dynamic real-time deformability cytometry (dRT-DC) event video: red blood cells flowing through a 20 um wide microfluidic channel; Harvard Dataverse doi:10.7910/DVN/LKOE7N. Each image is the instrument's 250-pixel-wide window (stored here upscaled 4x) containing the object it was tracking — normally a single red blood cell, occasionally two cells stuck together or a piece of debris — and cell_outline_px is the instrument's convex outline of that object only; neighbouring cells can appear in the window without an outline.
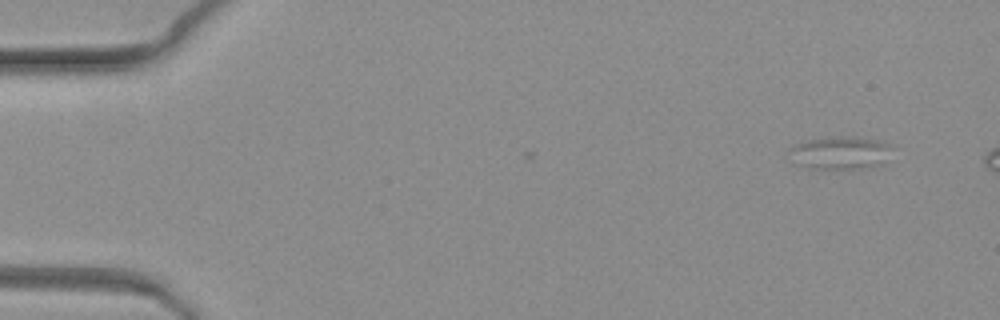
{"species": "common noctule bat (a hibernating species)", "species_latin": "Nyctalus noctula", "temperature_condition": "warm", "stored_images_in_passage": 3, "camera_frame_rate_fps": 3000, "um_per_image_px": 0.085, "animal": {"sex": "female", "body_mass_g": 19.3, "forearm_length_mm": 54.1}, "frame": {"image": 1, "passage_image": 1, "time_ms": 0.0, "image_size_px": [1000, 320], "cell_outline_px": [[896, 148], [884, 164], [868, 168], [808, 168], [792, 164], [784, 152], [796, 144], [808, 140], [880, 140]], "centroid_in_image_um": [71.39, 13.07], "position_along_channel_um": 13.6, "area_um2": 19.25}}